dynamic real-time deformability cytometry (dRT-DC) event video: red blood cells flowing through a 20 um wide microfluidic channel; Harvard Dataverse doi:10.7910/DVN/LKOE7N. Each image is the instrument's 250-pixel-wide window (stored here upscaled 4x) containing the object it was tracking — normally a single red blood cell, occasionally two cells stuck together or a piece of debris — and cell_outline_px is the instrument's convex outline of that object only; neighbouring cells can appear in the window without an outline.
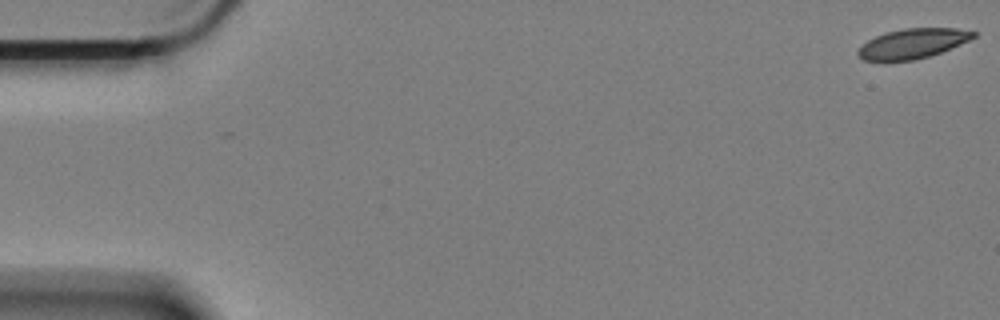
{"species": "Egyptian fruit bat (a non-hibernating species)", "species_latin": "Rousettus aegyptiacus", "temperature_condition": "cold", "stored_images_in_passage": 18, "camera_frame_rate_fps": 3000, "um_per_image_px": 0.085, "animal": {"sex": "female"}, "frame": {"image": 1, "passage_image": 1, "time_ms": 0.0, "image_size_px": [1000, 320], "cell_outline_px": [[976, 36], [960, 44], [940, 52], [916, 60], [864, 60], [856, 52], [868, 40], [876, 36], [888, 32], [904, 28], [956, 28], [976, 32]], "centroid_in_image_um": [77.59, 3.69], "position_along_channel_um": 7.4, "area_um2": 19.59}}
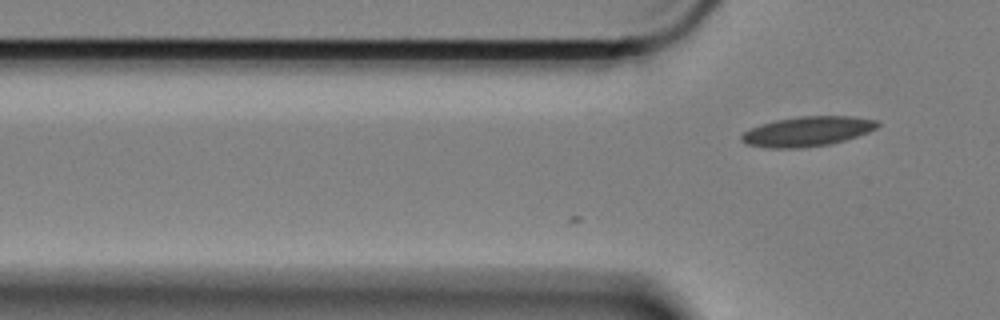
{"frame": {"image": 2, "passage_image": 18, "time_ms": 5.667, "image_size_px": [1000, 320], "cell_outline_px": [[880, 124], [876, 128], [868, 132], [844, 140], [828, 144], [800, 148], [768, 148], [744, 144], [740, 140], [740, 136], [744, 132], [760, 124], [776, 120], [800, 116], [856, 116], [880, 120]], "centroid_in_image_um": [68.63, 11.16], "position_along_channel_um": 57.2, "area_um2": 23.7}}